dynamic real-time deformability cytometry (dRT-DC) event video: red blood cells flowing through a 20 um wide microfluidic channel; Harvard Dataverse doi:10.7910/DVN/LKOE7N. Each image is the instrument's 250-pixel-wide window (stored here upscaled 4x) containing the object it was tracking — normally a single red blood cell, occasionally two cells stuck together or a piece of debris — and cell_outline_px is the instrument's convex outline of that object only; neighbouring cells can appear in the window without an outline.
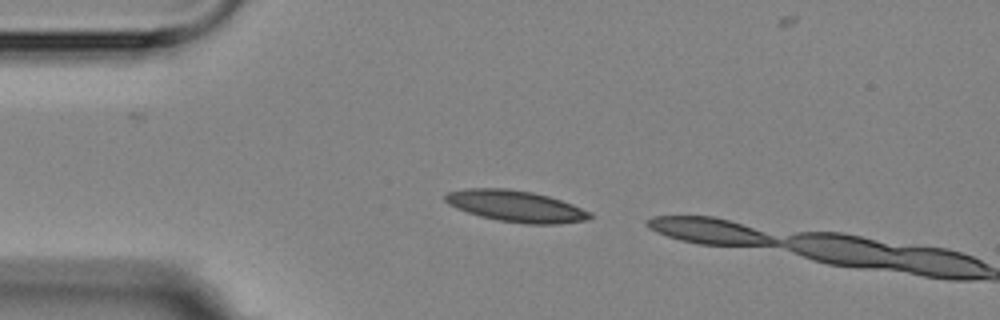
{"species": "Egyptian fruit bat (a non-hibernating species)", "species_latin": "Rousettus aegyptiacus", "temperature_condition": "room temperature", "stored_images_in_passage": 2, "camera_frame_rate_fps": 3000, "um_per_image_px": 0.085, "animal": {"sex": "female"}, "frame": {"image": 1, "passage_image": 1, "time_ms": 0.0, "image_size_px": [1000, 320], "cell_outline_px": [[592, 216], [588, 220], [560, 224], [524, 224], [500, 220], [480, 216], [456, 208], [448, 204], [444, 200], [444, 196], [448, 192], [468, 188], [508, 188], [532, 192], [548, 196], [572, 204], [592, 212]], "centroid_in_image_um": [43.87, 17.52], "position_along_channel_um": 41.1, "area_um2": 26.47}}